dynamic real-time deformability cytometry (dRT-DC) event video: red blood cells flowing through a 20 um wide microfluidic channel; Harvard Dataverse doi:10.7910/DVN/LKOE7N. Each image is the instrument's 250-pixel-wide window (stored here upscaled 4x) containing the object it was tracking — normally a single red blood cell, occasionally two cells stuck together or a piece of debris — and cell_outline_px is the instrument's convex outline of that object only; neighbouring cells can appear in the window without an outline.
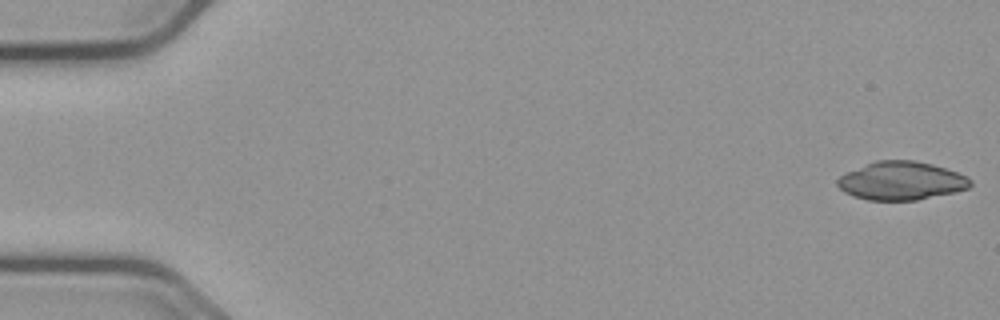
{"species": "common noctule bat (a hibernating species)", "species_latin": "Nyctalus noctula", "temperature_condition": "cold", "stored_images_in_passage": 55, "camera_frame_rate_fps": 3000, "um_per_image_px": 0.085, "animal": {"sex": "male", "body_mass_g": 23.1, "forearm_length_mm": 52.7}, "frame": {"image": 1, "passage_image": 1, "time_ms": 0.0, "image_size_px": [1000, 320], "cell_outline_px": [[972, 184], [968, 188], [952, 192], [916, 200], [868, 200], [844, 192], [836, 184], [836, 180], [840, 176], [848, 172], [876, 160], [912, 160], [932, 164], [968, 176], [972, 180]], "centroid_in_image_um": [76.61, 15.36], "position_along_channel_um": 8.4, "area_um2": 29.36}}